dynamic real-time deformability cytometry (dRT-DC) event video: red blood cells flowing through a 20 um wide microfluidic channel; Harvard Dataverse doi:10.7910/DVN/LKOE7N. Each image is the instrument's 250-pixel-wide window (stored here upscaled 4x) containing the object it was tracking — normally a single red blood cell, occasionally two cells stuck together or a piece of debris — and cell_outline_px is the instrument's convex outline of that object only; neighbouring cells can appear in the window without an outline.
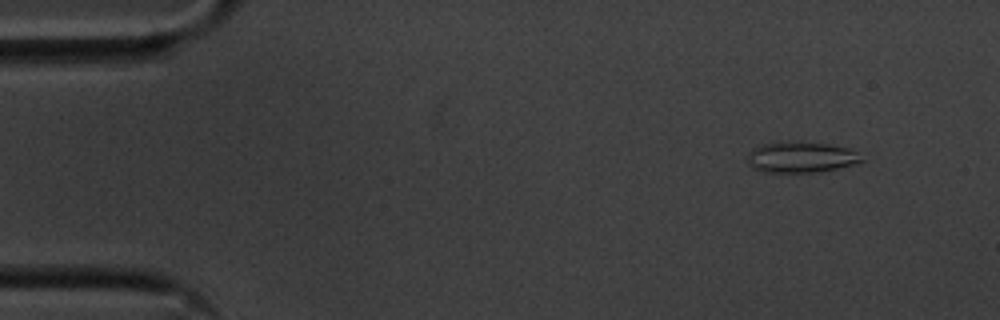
{"species": "common noctule bat (a hibernating species)", "species_latin": "Nyctalus noctula", "temperature_condition": "cold", "stored_images_in_passage": 55, "camera_frame_rate_fps": 3000, "um_per_image_px": 0.085, "animal": {"sex": "male", "body_mass_g": 20.1, "forearm_length_mm": 53.5}, "frame": {"image": 1, "passage_image": 5, "time_ms": 1.333, "image_size_px": [1000, 320], "cell_outline_px": [[864, 160], [852, 164], [820, 172], [764, 172], [752, 168], [748, 164], [748, 152], [752, 148], [760, 144], [788, 140], [800, 140], [828, 144], [848, 148], [856, 152]], "centroid_in_image_um": [68.01, 13.33], "position_along_channel_um": 17.0, "area_um2": 20.87}}
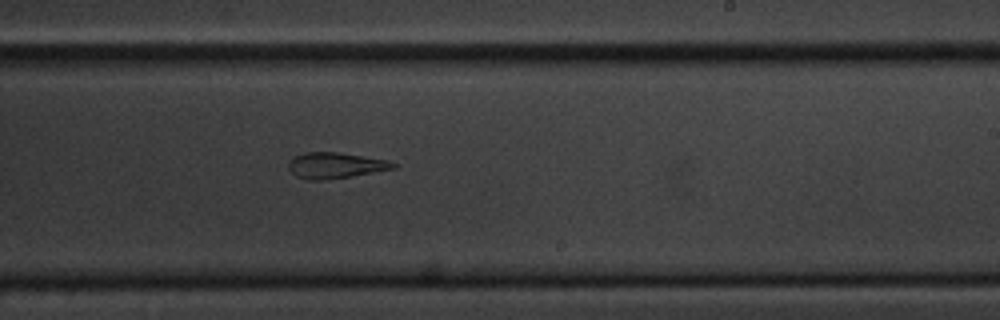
{"frame": {"image": 2, "passage_image": 33, "time_ms": 10.667, "image_size_px": [1000, 320], "cell_outline_px": [[396, 168], [352, 176], [320, 180], [308, 180], [296, 176], [288, 168], [288, 164], [292, 156], [304, 152], [336, 152], [364, 156], [388, 160], [396, 164]], "centroid_in_image_um": [28.47, 14.05], "position_along_channel_um": 260.5, "area_um2": 15.78}}
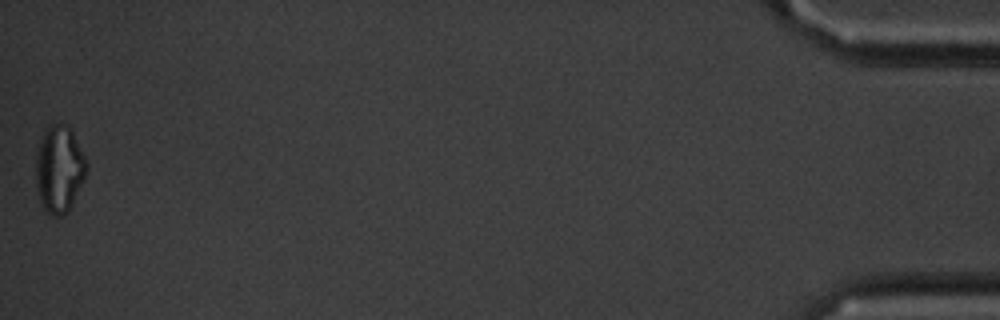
{"frame": {"image": 3, "passage_image": 55, "time_ms": 18.0, "image_size_px": [1000, 320], "cell_outline_px": [[88, 168], [84, 180], [68, 212], [60, 216], [52, 216], [40, 204], [36, 184], [36, 152], [40, 140], [48, 124], [68, 124], [88, 164]], "centroid_in_image_um": [5.03, 14.38], "position_along_channel_um": 430.2, "area_um2": 25.78}, "authors_computed_cell_mechanics": {"area_um2": 18.0336, "velocity_mm_per_s": 3.6114, "shape_relaxation_time_tau1_ms": null, "shape_relaxation_time_tau2_ms": 2.4673, "deformation_change_tau1": null, "deformation_change_tau2": 0.1283}}